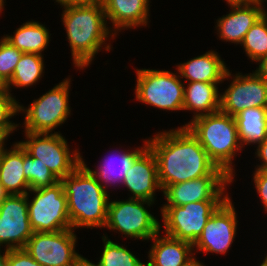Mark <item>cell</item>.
Listing matches in <instances>:
<instances>
[{
	"instance_id": "obj_32",
	"label": "cell",
	"mask_w": 267,
	"mask_h": 266,
	"mask_svg": "<svg viewBox=\"0 0 267 266\" xmlns=\"http://www.w3.org/2000/svg\"><path fill=\"white\" fill-rule=\"evenodd\" d=\"M7 266H42L24 248L7 250Z\"/></svg>"
},
{
	"instance_id": "obj_40",
	"label": "cell",
	"mask_w": 267,
	"mask_h": 266,
	"mask_svg": "<svg viewBox=\"0 0 267 266\" xmlns=\"http://www.w3.org/2000/svg\"><path fill=\"white\" fill-rule=\"evenodd\" d=\"M9 194L5 191L3 185L0 183V203L8 196Z\"/></svg>"
},
{
	"instance_id": "obj_20",
	"label": "cell",
	"mask_w": 267,
	"mask_h": 266,
	"mask_svg": "<svg viewBox=\"0 0 267 266\" xmlns=\"http://www.w3.org/2000/svg\"><path fill=\"white\" fill-rule=\"evenodd\" d=\"M151 239L153 245L149 250V262L146 266H183L194 255L193 244L189 242L167 235L160 237L159 233Z\"/></svg>"
},
{
	"instance_id": "obj_23",
	"label": "cell",
	"mask_w": 267,
	"mask_h": 266,
	"mask_svg": "<svg viewBox=\"0 0 267 266\" xmlns=\"http://www.w3.org/2000/svg\"><path fill=\"white\" fill-rule=\"evenodd\" d=\"M145 145L141 148H137L128 152L129 150L119 152L117 157L108 156L104 159L103 163L99 168L94 171L92 169L91 172L97 178V181L107 190L108 186L118 185L122 183L126 172L132 166L133 162L148 148L147 140L144 141ZM111 157V158H110ZM118 158V159H117ZM110 183V185H109Z\"/></svg>"
},
{
	"instance_id": "obj_12",
	"label": "cell",
	"mask_w": 267,
	"mask_h": 266,
	"mask_svg": "<svg viewBox=\"0 0 267 266\" xmlns=\"http://www.w3.org/2000/svg\"><path fill=\"white\" fill-rule=\"evenodd\" d=\"M233 81L220 94V111L235 117L244 109L267 107V80L256 71L235 74Z\"/></svg>"
},
{
	"instance_id": "obj_19",
	"label": "cell",
	"mask_w": 267,
	"mask_h": 266,
	"mask_svg": "<svg viewBox=\"0 0 267 266\" xmlns=\"http://www.w3.org/2000/svg\"><path fill=\"white\" fill-rule=\"evenodd\" d=\"M103 4L106 19L118 30L148 25L149 0H100ZM117 31V32H116Z\"/></svg>"
},
{
	"instance_id": "obj_8",
	"label": "cell",
	"mask_w": 267,
	"mask_h": 266,
	"mask_svg": "<svg viewBox=\"0 0 267 266\" xmlns=\"http://www.w3.org/2000/svg\"><path fill=\"white\" fill-rule=\"evenodd\" d=\"M153 203L133 198L109 201L104 227L119 231L130 238L151 240L162 228L158 219L145 208V205L150 207Z\"/></svg>"
},
{
	"instance_id": "obj_44",
	"label": "cell",
	"mask_w": 267,
	"mask_h": 266,
	"mask_svg": "<svg viewBox=\"0 0 267 266\" xmlns=\"http://www.w3.org/2000/svg\"><path fill=\"white\" fill-rule=\"evenodd\" d=\"M265 259L259 266H267V255L264 257Z\"/></svg>"
},
{
	"instance_id": "obj_22",
	"label": "cell",
	"mask_w": 267,
	"mask_h": 266,
	"mask_svg": "<svg viewBox=\"0 0 267 266\" xmlns=\"http://www.w3.org/2000/svg\"><path fill=\"white\" fill-rule=\"evenodd\" d=\"M187 84L184 86L183 110L196 111L193 119L220 110L218 83L196 81Z\"/></svg>"
},
{
	"instance_id": "obj_35",
	"label": "cell",
	"mask_w": 267,
	"mask_h": 266,
	"mask_svg": "<svg viewBox=\"0 0 267 266\" xmlns=\"http://www.w3.org/2000/svg\"><path fill=\"white\" fill-rule=\"evenodd\" d=\"M55 1L58 2L61 5V7L63 6V8H65L70 6L87 5L94 3L98 0H55Z\"/></svg>"
},
{
	"instance_id": "obj_25",
	"label": "cell",
	"mask_w": 267,
	"mask_h": 266,
	"mask_svg": "<svg viewBox=\"0 0 267 266\" xmlns=\"http://www.w3.org/2000/svg\"><path fill=\"white\" fill-rule=\"evenodd\" d=\"M49 31L39 22L28 21L17 28L13 35L3 36L8 42L23 53L42 55L49 43Z\"/></svg>"
},
{
	"instance_id": "obj_36",
	"label": "cell",
	"mask_w": 267,
	"mask_h": 266,
	"mask_svg": "<svg viewBox=\"0 0 267 266\" xmlns=\"http://www.w3.org/2000/svg\"><path fill=\"white\" fill-rule=\"evenodd\" d=\"M258 64L259 66L255 71L267 80V56L262 58Z\"/></svg>"
},
{
	"instance_id": "obj_16",
	"label": "cell",
	"mask_w": 267,
	"mask_h": 266,
	"mask_svg": "<svg viewBox=\"0 0 267 266\" xmlns=\"http://www.w3.org/2000/svg\"><path fill=\"white\" fill-rule=\"evenodd\" d=\"M264 1L228 2L230 13L217 20L219 38L231 43L241 44L245 34L266 12Z\"/></svg>"
},
{
	"instance_id": "obj_17",
	"label": "cell",
	"mask_w": 267,
	"mask_h": 266,
	"mask_svg": "<svg viewBox=\"0 0 267 266\" xmlns=\"http://www.w3.org/2000/svg\"><path fill=\"white\" fill-rule=\"evenodd\" d=\"M122 184L133 195L130 198L155 201L156 189L162 191V188L158 179L157 160L149 147L133 162Z\"/></svg>"
},
{
	"instance_id": "obj_15",
	"label": "cell",
	"mask_w": 267,
	"mask_h": 266,
	"mask_svg": "<svg viewBox=\"0 0 267 266\" xmlns=\"http://www.w3.org/2000/svg\"><path fill=\"white\" fill-rule=\"evenodd\" d=\"M233 181L229 176H203L166 186L162 191L167 200L163 206H182L198 201H225V187ZM224 194V195H223Z\"/></svg>"
},
{
	"instance_id": "obj_21",
	"label": "cell",
	"mask_w": 267,
	"mask_h": 266,
	"mask_svg": "<svg viewBox=\"0 0 267 266\" xmlns=\"http://www.w3.org/2000/svg\"><path fill=\"white\" fill-rule=\"evenodd\" d=\"M0 183L9 195H23L30 190L23 172V147L19 142L5 150L0 164ZM28 190V191H27Z\"/></svg>"
},
{
	"instance_id": "obj_27",
	"label": "cell",
	"mask_w": 267,
	"mask_h": 266,
	"mask_svg": "<svg viewBox=\"0 0 267 266\" xmlns=\"http://www.w3.org/2000/svg\"><path fill=\"white\" fill-rule=\"evenodd\" d=\"M242 45L251 61L258 63L267 56V12L248 30Z\"/></svg>"
},
{
	"instance_id": "obj_37",
	"label": "cell",
	"mask_w": 267,
	"mask_h": 266,
	"mask_svg": "<svg viewBox=\"0 0 267 266\" xmlns=\"http://www.w3.org/2000/svg\"><path fill=\"white\" fill-rule=\"evenodd\" d=\"M73 266H100L99 262L97 264L92 263L88 259L84 258L83 256L79 255Z\"/></svg>"
},
{
	"instance_id": "obj_26",
	"label": "cell",
	"mask_w": 267,
	"mask_h": 266,
	"mask_svg": "<svg viewBox=\"0 0 267 266\" xmlns=\"http://www.w3.org/2000/svg\"><path fill=\"white\" fill-rule=\"evenodd\" d=\"M44 70L43 56L38 54L23 53L15 66L12 78L6 83L7 90L11 86L16 88L29 87L42 77ZM11 85V86H10Z\"/></svg>"
},
{
	"instance_id": "obj_24",
	"label": "cell",
	"mask_w": 267,
	"mask_h": 266,
	"mask_svg": "<svg viewBox=\"0 0 267 266\" xmlns=\"http://www.w3.org/2000/svg\"><path fill=\"white\" fill-rule=\"evenodd\" d=\"M234 119L242 147L259 145L267 138V107L244 109Z\"/></svg>"
},
{
	"instance_id": "obj_6",
	"label": "cell",
	"mask_w": 267,
	"mask_h": 266,
	"mask_svg": "<svg viewBox=\"0 0 267 266\" xmlns=\"http://www.w3.org/2000/svg\"><path fill=\"white\" fill-rule=\"evenodd\" d=\"M27 193L28 215L34 232H57L72 229L67 197L61 181L53 186L32 189ZM35 196L29 201V193Z\"/></svg>"
},
{
	"instance_id": "obj_29",
	"label": "cell",
	"mask_w": 267,
	"mask_h": 266,
	"mask_svg": "<svg viewBox=\"0 0 267 266\" xmlns=\"http://www.w3.org/2000/svg\"><path fill=\"white\" fill-rule=\"evenodd\" d=\"M102 239L104 248L99 260L100 266H146L124 246L111 241L106 235Z\"/></svg>"
},
{
	"instance_id": "obj_39",
	"label": "cell",
	"mask_w": 267,
	"mask_h": 266,
	"mask_svg": "<svg viewBox=\"0 0 267 266\" xmlns=\"http://www.w3.org/2000/svg\"><path fill=\"white\" fill-rule=\"evenodd\" d=\"M0 266H7V250L1 255L0 252Z\"/></svg>"
},
{
	"instance_id": "obj_45",
	"label": "cell",
	"mask_w": 267,
	"mask_h": 266,
	"mask_svg": "<svg viewBox=\"0 0 267 266\" xmlns=\"http://www.w3.org/2000/svg\"><path fill=\"white\" fill-rule=\"evenodd\" d=\"M228 2H245V1H250V0H226Z\"/></svg>"
},
{
	"instance_id": "obj_3",
	"label": "cell",
	"mask_w": 267,
	"mask_h": 266,
	"mask_svg": "<svg viewBox=\"0 0 267 266\" xmlns=\"http://www.w3.org/2000/svg\"><path fill=\"white\" fill-rule=\"evenodd\" d=\"M60 181L67 197L72 229L104 228L110 199L108 190L97 181L84 160Z\"/></svg>"
},
{
	"instance_id": "obj_46",
	"label": "cell",
	"mask_w": 267,
	"mask_h": 266,
	"mask_svg": "<svg viewBox=\"0 0 267 266\" xmlns=\"http://www.w3.org/2000/svg\"><path fill=\"white\" fill-rule=\"evenodd\" d=\"M4 0H0V12L2 11V9H4Z\"/></svg>"
},
{
	"instance_id": "obj_28",
	"label": "cell",
	"mask_w": 267,
	"mask_h": 266,
	"mask_svg": "<svg viewBox=\"0 0 267 266\" xmlns=\"http://www.w3.org/2000/svg\"><path fill=\"white\" fill-rule=\"evenodd\" d=\"M23 172L30 190L50 187L60 181L40 159L32 157L24 148Z\"/></svg>"
},
{
	"instance_id": "obj_4",
	"label": "cell",
	"mask_w": 267,
	"mask_h": 266,
	"mask_svg": "<svg viewBox=\"0 0 267 266\" xmlns=\"http://www.w3.org/2000/svg\"><path fill=\"white\" fill-rule=\"evenodd\" d=\"M183 126L197 138L209 159L234 179L232 160L242 149L234 117L219 110L191 119Z\"/></svg>"
},
{
	"instance_id": "obj_38",
	"label": "cell",
	"mask_w": 267,
	"mask_h": 266,
	"mask_svg": "<svg viewBox=\"0 0 267 266\" xmlns=\"http://www.w3.org/2000/svg\"><path fill=\"white\" fill-rule=\"evenodd\" d=\"M183 266H204V264L193 256Z\"/></svg>"
},
{
	"instance_id": "obj_33",
	"label": "cell",
	"mask_w": 267,
	"mask_h": 266,
	"mask_svg": "<svg viewBox=\"0 0 267 266\" xmlns=\"http://www.w3.org/2000/svg\"><path fill=\"white\" fill-rule=\"evenodd\" d=\"M253 175L256 192L260 196L263 207L267 212V171L255 170Z\"/></svg>"
},
{
	"instance_id": "obj_2",
	"label": "cell",
	"mask_w": 267,
	"mask_h": 266,
	"mask_svg": "<svg viewBox=\"0 0 267 266\" xmlns=\"http://www.w3.org/2000/svg\"><path fill=\"white\" fill-rule=\"evenodd\" d=\"M63 25L71 48L73 64L83 69L91 64L95 54L101 50L105 40L114 33L108 29L105 11L100 0L79 6L65 7Z\"/></svg>"
},
{
	"instance_id": "obj_18",
	"label": "cell",
	"mask_w": 267,
	"mask_h": 266,
	"mask_svg": "<svg viewBox=\"0 0 267 266\" xmlns=\"http://www.w3.org/2000/svg\"><path fill=\"white\" fill-rule=\"evenodd\" d=\"M177 71L185 81L205 83H219L229 79L231 72L221 60L218 52L208 51L203 55L194 57L187 62L180 63Z\"/></svg>"
},
{
	"instance_id": "obj_1",
	"label": "cell",
	"mask_w": 267,
	"mask_h": 266,
	"mask_svg": "<svg viewBox=\"0 0 267 266\" xmlns=\"http://www.w3.org/2000/svg\"><path fill=\"white\" fill-rule=\"evenodd\" d=\"M147 143L157 160L162 190L168 185L203 176H228L209 159L186 126L158 132Z\"/></svg>"
},
{
	"instance_id": "obj_9",
	"label": "cell",
	"mask_w": 267,
	"mask_h": 266,
	"mask_svg": "<svg viewBox=\"0 0 267 266\" xmlns=\"http://www.w3.org/2000/svg\"><path fill=\"white\" fill-rule=\"evenodd\" d=\"M25 133L27 140L19 141L21 146L32 157L40 159L59 180L71 174L82 163L80 152L74 150L71 155L67 140L59 132Z\"/></svg>"
},
{
	"instance_id": "obj_31",
	"label": "cell",
	"mask_w": 267,
	"mask_h": 266,
	"mask_svg": "<svg viewBox=\"0 0 267 266\" xmlns=\"http://www.w3.org/2000/svg\"><path fill=\"white\" fill-rule=\"evenodd\" d=\"M23 52L14 47L4 37L0 39V77L7 83L13 75L15 66Z\"/></svg>"
},
{
	"instance_id": "obj_42",
	"label": "cell",
	"mask_w": 267,
	"mask_h": 266,
	"mask_svg": "<svg viewBox=\"0 0 267 266\" xmlns=\"http://www.w3.org/2000/svg\"><path fill=\"white\" fill-rule=\"evenodd\" d=\"M5 139H7V137L0 131V147H4Z\"/></svg>"
},
{
	"instance_id": "obj_41",
	"label": "cell",
	"mask_w": 267,
	"mask_h": 266,
	"mask_svg": "<svg viewBox=\"0 0 267 266\" xmlns=\"http://www.w3.org/2000/svg\"><path fill=\"white\" fill-rule=\"evenodd\" d=\"M7 90V84L0 77V92Z\"/></svg>"
},
{
	"instance_id": "obj_14",
	"label": "cell",
	"mask_w": 267,
	"mask_h": 266,
	"mask_svg": "<svg viewBox=\"0 0 267 266\" xmlns=\"http://www.w3.org/2000/svg\"><path fill=\"white\" fill-rule=\"evenodd\" d=\"M237 223L234 205L228 197L211 215L193 248L206 254H225L236 236Z\"/></svg>"
},
{
	"instance_id": "obj_5",
	"label": "cell",
	"mask_w": 267,
	"mask_h": 266,
	"mask_svg": "<svg viewBox=\"0 0 267 266\" xmlns=\"http://www.w3.org/2000/svg\"><path fill=\"white\" fill-rule=\"evenodd\" d=\"M136 100L163 110H183L184 83L170 71L137 69Z\"/></svg>"
},
{
	"instance_id": "obj_11",
	"label": "cell",
	"mask_w": 267,
	"mask_h": 266,
	"mask_svg": "<svg viewBox=\"0 0 267 266\" xmlns=\"http://www.w3.org/2000/svg\"><path fill=\"white\" fill-rule=\"evenodd\" d=\"M73 229L57 232H33L24 249L42 266H73L80 255L75 251Z\"/></svg>"
},
{
	"instance_id": "obj_10",
	"label": "cell",
	"mask_w": 267,
	"mask_h": 266,
	"mask_svg": "<svg viewBox=\"0 0 267 266\" xmlns=\"http://www.w3.org/2000/svg\"><path fill=\"white\" fill-rule=\"evenodd\" d=\"M224 201H198L182 206H163L161 217L165 234L194 244L211 215Z\"/></svg>"
},
{
	"instance_id": "obj_7",
	"label": "cell",
	"mask_w": 267,
	"mask_h": 266,
	"mask_svg": "<svg viewBox=\"0 0 267 266\" xmlns=\"http://www.w3.org/2000/svg\"><path fill=\"white\" fill-rule=\"evenodd\" d=\"M70 79L66 78L40 98L33 100L28 109L19 104V112H26L25 132L50 133L62 125L70 114Z\"/></svg>"
},
{
	"instance_id": "obj_30",
	"label": "cell",
	"mask_w": 267,
	"mask_h": 266,
	"mask_svg": "<svg viewBox=\"0 0 267 266\" xmlns=\"http://www.w3.org/2000/svg\"><path fill=\"white\" fill-rule=\"evenodd\" d=\"M19 102L6 90L0 92V131L8 137L19 124L12 123L10 118L19 113Z\"/></svg>"
},
{
	"instance_id": "obj_34",
	"label": "cell",
	"mask_w": 267,
	"mask_h": 266,
	"mask_svg": "<svg viewBox=\"0 0 267 266\" xmlns=\"http://www.w3.org/2000/svg\"><path fill=\"white\" fill-rule=\"evenodd\" d=\"M256 150L255 154L259 158L258 160H262V163L255 170L267 171V138L258 145Z\"/></svg>"
},
{
	"instance_id": "obj_13",
	"label": "cell",
	"mask_w": 267,
	"mask_h": 266,
	"mask_svg": "<svg viewBox=\"0 0 267 266\" xmlns=\"http://www.w3.org/2000/svg\"><path fill=\"white\" fill-rule=\"evenodd\" d=\"M33 232L27 194L8 195L0 203V246L6 244L4 250L24 248Z\"/></svg>"
},
{
	"instance_id": "obj_43",
	"label": "cell",
	"mask_w": 267,
	"mask_h": 266,
	"mask_svg": "<svg viewBox=\"0 0 267 266\" xmlns=\"http://www.w3.org/2000/svg\"><path fill=\"white\" fill-rule=\"evenodd\" d=\"M5 150L6 149L4 147H0V164H1V160H2V157H3Z\"/></svg>"
}]
</instances>
